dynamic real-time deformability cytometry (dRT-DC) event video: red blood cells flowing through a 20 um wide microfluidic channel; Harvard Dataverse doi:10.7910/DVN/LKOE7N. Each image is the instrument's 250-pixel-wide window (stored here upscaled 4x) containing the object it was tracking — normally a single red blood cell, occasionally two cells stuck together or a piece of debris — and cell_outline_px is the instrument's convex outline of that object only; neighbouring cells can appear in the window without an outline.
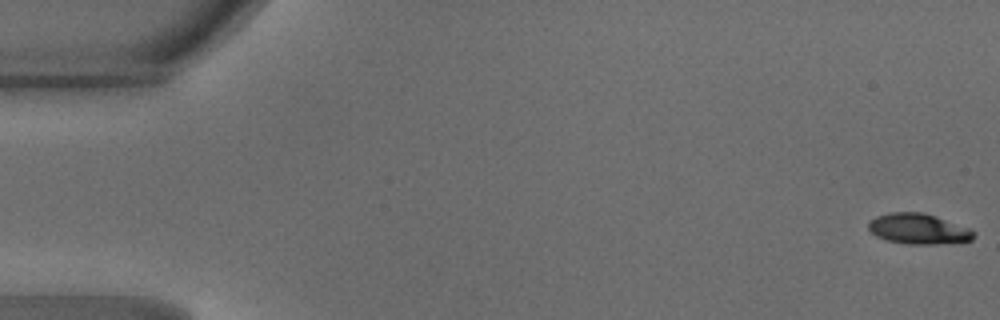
{"species": "common noctule bat (a hibernating species)", "species_latin": "Nyctalus noctula", "temperature_condition": "warm", "stored_images_in_passage": 24, "camera_frame_rate_fps": 3000, "um_per_image_px": 0.085, "animal": {"sex": "male", "body_mass_g": 18.8}, "frame": {"image": 1, "passage_image": 1, "time_ms": 0.0, "image_size_px": [1000, 320], "cell_outline_px": [[976, 236], [972, 240], [936, 244], [908, 244], [884, 240], [876, 236], [868, 228], [868, 224], [876, 216], [892, 212], [924, 212], [972, 228], [976, 232]], "centroid_in_image_um": [78.11, 19.45], "position_along_channel_um": 6.9, "area_um2": 18.9}}
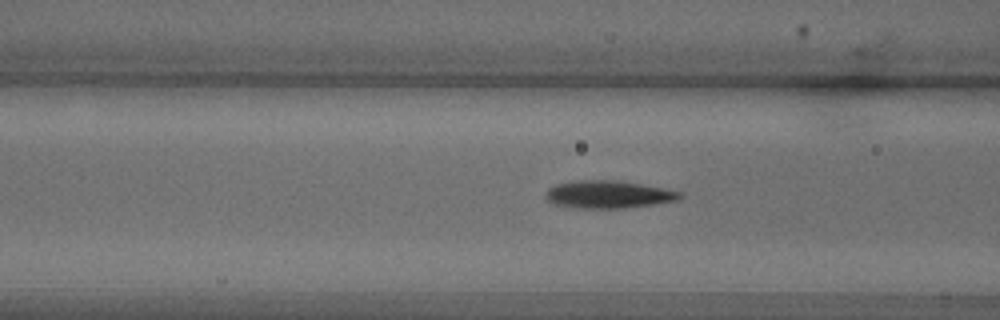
{"frame": {"image": 2, "passage_image": 19, "time_ms": 6.0, "image_size_px": [1000, 320], "cell_outline_px": [[680, 196], [676, 200], [652, 204], [620, 208], [580, 208], [556, 204], [548, 200], [544, 192], [548, 188], [556, 184], [568, 180], [620, 180], [680, 192]], "centroid_in_image_um": [51.61, 16.51], "position_along_channel_um": 115.0, "area_um2": 21.27}}
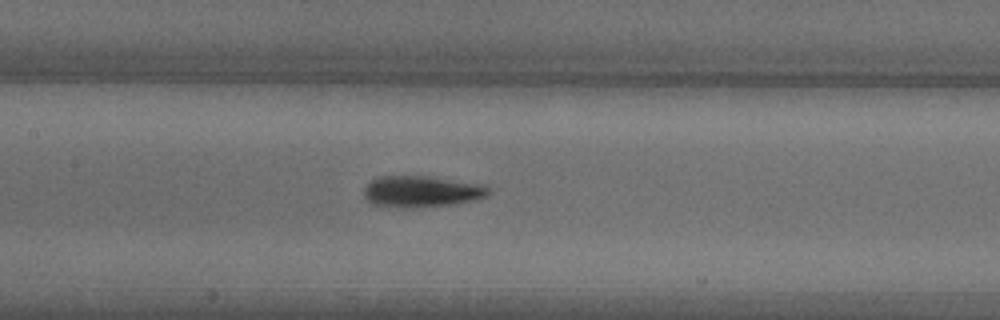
{"frame": {"image": 3, "passage_image": 23, "time_ms": 7.333, "image_size_px": [1000, 320], "cell_outline_px": [[488, 196], [472, 200], [452, 204], [404, 208], [372, 204], [364, 196], [364, 188], [372, 180], [380, 176], [428, 176], [488, 184]], "centroid_in_image_um": [35.86, 16.26], "position_along_channel_um": 171.5, "area_um2": 22.72}}